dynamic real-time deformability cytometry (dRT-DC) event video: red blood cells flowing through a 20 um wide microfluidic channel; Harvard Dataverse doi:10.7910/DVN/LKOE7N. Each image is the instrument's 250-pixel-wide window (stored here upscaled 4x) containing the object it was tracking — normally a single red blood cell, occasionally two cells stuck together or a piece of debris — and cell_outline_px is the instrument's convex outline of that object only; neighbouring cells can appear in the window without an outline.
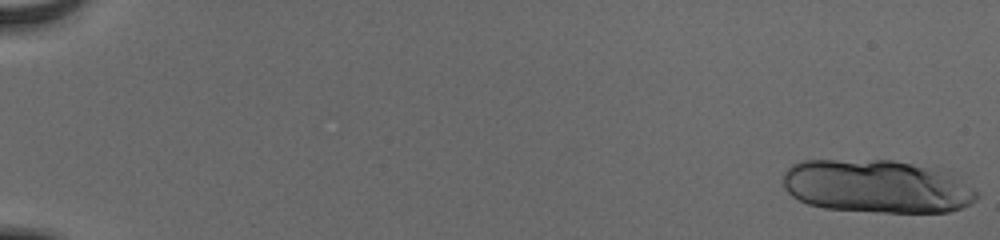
{"species": "human", "species_latin": "Homo sapiens", "temperature_condition": "cold", "stored_images_in_passage": 20, "camera_frame_rate_fps": 3000, "um_per_image_px": 0.085, "donor": {"sex": "male"}, "frame": {"image": 1, "passage_image": 1, "time_ms": 0.0, "image_size_px": [1000, 240], "cell_outline_px": [[980, 196], [976, 200], [960, 208], [948, 212], [876, 212], [824, 208], [808, 204], [792, 196], [784, 188], [784, 172], [792, 164], [804, 160], [892, 160], [912, 164], [948, 172], [980, 192]], "centroid_in_image_um": [74.52, 15.85], "position_along_channel_um": 10.5, "area_um2": 60.05}}